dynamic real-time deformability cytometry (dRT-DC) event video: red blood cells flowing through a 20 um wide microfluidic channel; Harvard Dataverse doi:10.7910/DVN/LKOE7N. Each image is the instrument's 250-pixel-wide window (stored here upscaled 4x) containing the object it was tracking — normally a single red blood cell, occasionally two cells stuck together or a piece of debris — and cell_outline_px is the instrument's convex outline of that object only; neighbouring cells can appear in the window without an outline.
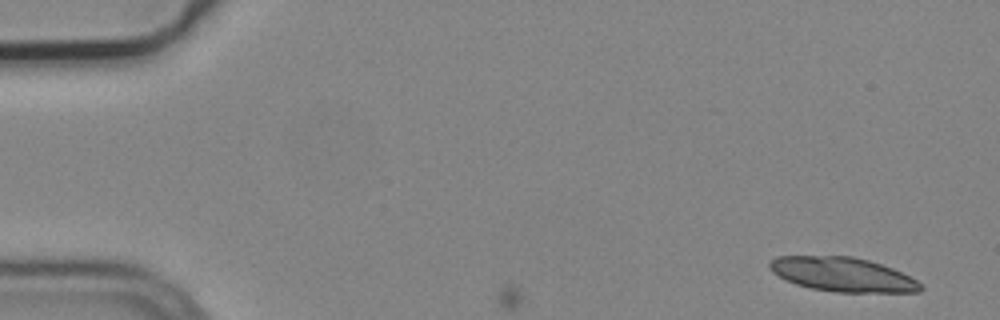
{"species": "common noctule bat (a hibernating species)", "species_latin": "Nyctalus noctula", "temperature_condition": "cold", "stored_images_in_passage": 4, "camera_frame_rate_fps": 3000, "um_per_image_px": 0.085, "animal": {"sex": "male", "body_mass_g": 19.2, "forearm_length_mm": 51.8}, "frame": {"image": 1, "passage_image": 1, "time_ms": 0.0, "image_size_px": [1000, 320], "cell_outline_px": [[924, 288], [920, 292], [836, 292], [812, 288], [796, 284], [772, 272], [768, 268], [768, 260], [776, 256], [852, 256], [868, 260], [892, 268], [916, 280]], "centroid_in_image_um": [71.59, 23.32], "position_along_channel_um": 13.4, "area_um2": 29.94}}